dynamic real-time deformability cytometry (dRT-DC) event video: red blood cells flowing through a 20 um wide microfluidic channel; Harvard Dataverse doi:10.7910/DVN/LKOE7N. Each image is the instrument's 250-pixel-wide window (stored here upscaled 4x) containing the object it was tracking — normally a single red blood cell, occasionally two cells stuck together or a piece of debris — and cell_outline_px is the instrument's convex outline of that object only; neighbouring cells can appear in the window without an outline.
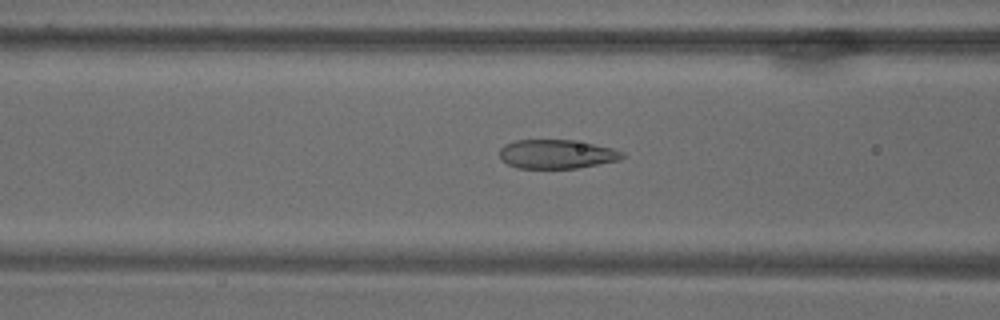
{"species": "common noctule bat (a hibernating species)", "species_latin": "Nyctalus noctula", "temperature_condition": "warm", "stored_images_in_passage": 70, "camera_frame_rate_fps": 3000, "um_per_image_px": 0.085, "animal": {"sex": "male", "body_mass_g": 18.8}, "frame": {"image": 1, "passage_image": 29, "time_ms": 9.333, "image_size_px": [1000, 320], "cell_outline_px": [[624, 156], [620, 160], [576, 168], [516, 168], [508, 164], [500, 156], [500, 148], [504, 144], [516, 140], [572, 140], [612, 148], [624, 152]], "centroid_in_image_um": [47.31, 13.1], "position_along_channel_um": 119.3, "area_um2": 20.58}}
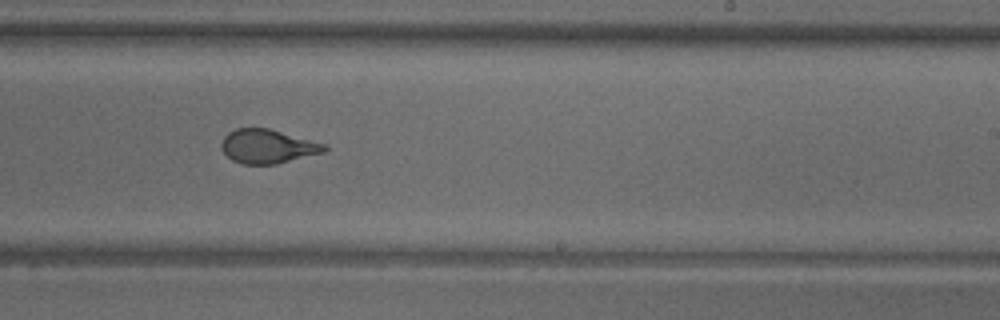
{"frame": {"image": 2, "passage_image": 44, "time_ms": 14.333, "image_size_px": [1000, 320], "cell_outline_px": [[328, 148], [324, 152], [276, 164], [244, 164], [232, 160], [220, 148], [220, 144], [224, 136], [228, 132], [236, 128], [268, 128], [324, 144]], "centroid_in_image_um": [22.7, 12.44], "position_along_channel_um": 266.3, "area_um2": 20.17}}
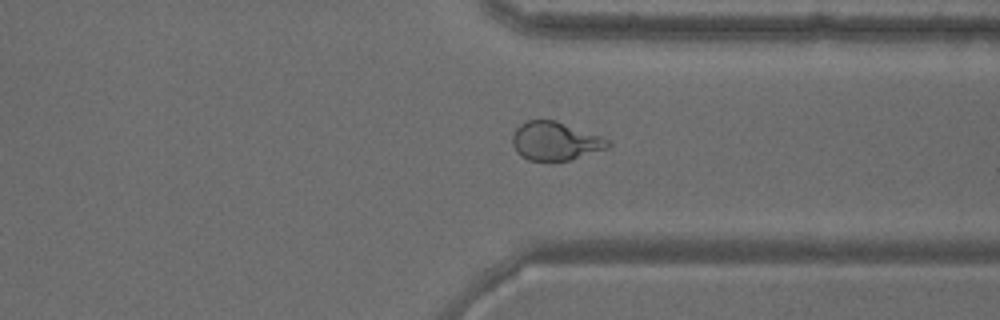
{"frame": {"image": 3, "passage_image": 54, "time_ms": 17.667, "image_size_px": [1000, 320], "cell_outline_px": [[612, 144], [608, 148], [572, 160], [528, 160], [520, 156], [516, 152], [512, 144], [512, 136], [516, 128], [520, 124], [528, 120], [556, 120], [600, 136], [608, 140]], "centroid_in_image_um": [47.18, 12.0], "position_along_channel_um": 364.2, "area_um2": 21.44}}